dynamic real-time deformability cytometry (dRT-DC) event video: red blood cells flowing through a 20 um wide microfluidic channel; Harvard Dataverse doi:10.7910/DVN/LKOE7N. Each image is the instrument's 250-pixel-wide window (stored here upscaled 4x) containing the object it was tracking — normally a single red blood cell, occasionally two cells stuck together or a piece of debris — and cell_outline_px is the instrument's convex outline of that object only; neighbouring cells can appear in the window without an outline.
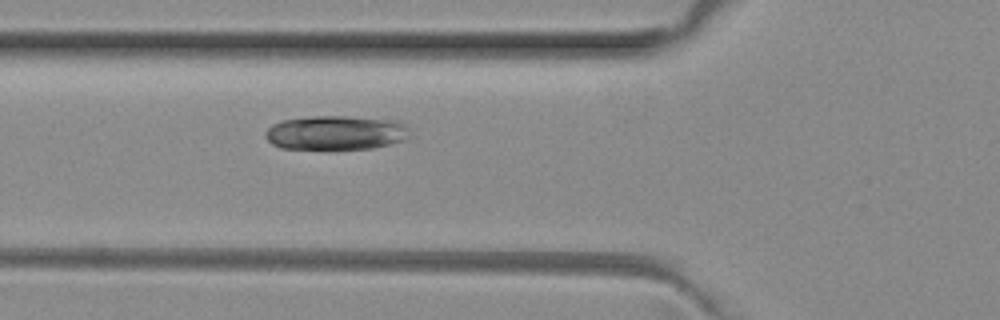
{"species": "common noctule bat (a hibernating species)", "species_latin": "Nyctalus noctula", "temperature_condition": "room temperature", "stored_images_in_passage": 5, "camera_frame_rate_fps": 3000, "um_per_image_px": 0.085, "animal": {"sex": "female", "body_mass_g": 29.2, "forearm_length_mm": 56.3}, "frame": {"image": 1, "passage_image": 5, "time_ms": 1.333, "image_size_px": [1000, 320], "cell_outline_px": [[408, 136], [404, 140], [372, 148], [280, 148], [272, 144], [264, 136], [264, 132], [272, 124], [280, 120], [312, 116], [344, 116], [400, 120], [408, 128]], "centroid_in_image_um": [28.52, 11.26], "position_along_channel_um": 97.3, "area_um2": 28.73}}